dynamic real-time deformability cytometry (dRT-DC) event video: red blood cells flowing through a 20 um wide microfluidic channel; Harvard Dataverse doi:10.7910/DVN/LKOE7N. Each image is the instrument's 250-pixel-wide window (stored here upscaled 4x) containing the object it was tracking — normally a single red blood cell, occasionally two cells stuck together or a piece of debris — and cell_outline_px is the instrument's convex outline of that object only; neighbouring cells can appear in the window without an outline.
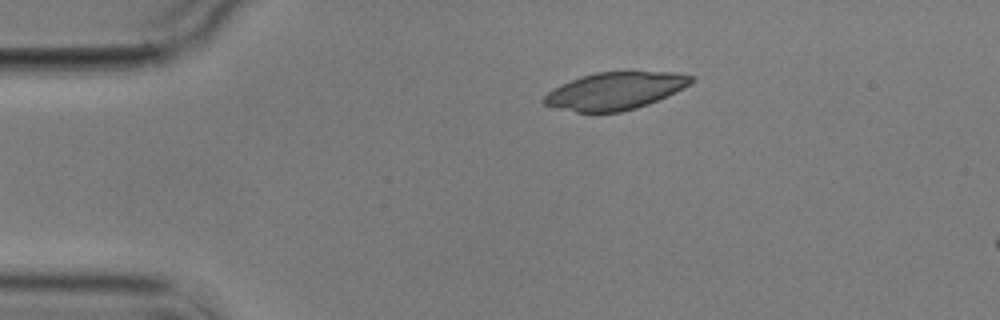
{"species": "common noctule bat (a hibernating species)", "species_latin": "Nyctalus noctula", "temperature_condition": "cold", "stored_images_in_passage": 3, "camera_frame_rate_fps": 3000, "um_per_image_px": 0.085, "animal": {"sex": "male", "body_mass_g": 17.9}, "frame": {"image": 1, "passage_image": 1, "time_ms": 0.0, "image_size_px": [1000, 320], "cell_outline_px": [[696, 80], [692, 84], [684, 88], [648, 104], [636, 108], [620, 112], [576, 112], [544, 104], [540, 100], [552, 88], [580, 76], [596, 72], [676, 72], [696, 76]], "centroid_in_image_um": [52.31, 7.71], "position_along_channel_um": 32.7, "area_um2": 32.14}}